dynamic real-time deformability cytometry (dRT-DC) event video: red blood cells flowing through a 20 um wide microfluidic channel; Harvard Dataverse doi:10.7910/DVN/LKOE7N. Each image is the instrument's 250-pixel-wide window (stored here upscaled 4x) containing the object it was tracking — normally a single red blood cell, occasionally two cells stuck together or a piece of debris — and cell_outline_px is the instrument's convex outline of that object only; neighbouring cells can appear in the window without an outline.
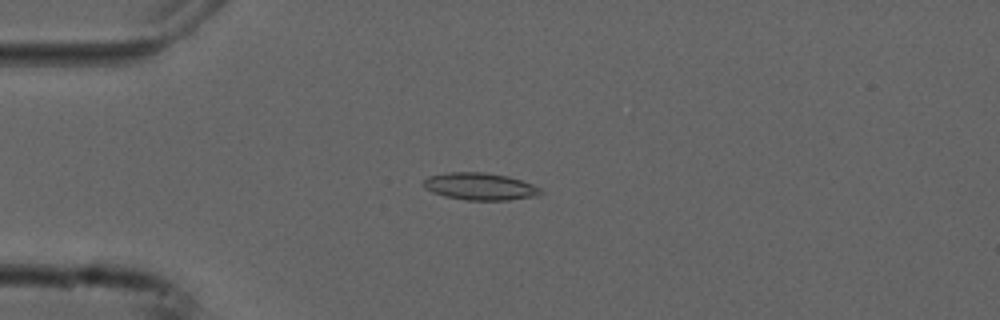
{"species": "common noctule bat (a hibernating species)", "species_latin": "Nyctalus noctula", "temperature_condition": "cold", "stored_images_in_passage": 32, "camera_frame_rate_fps": 3000, "um_per_image_px": 0.085, "animal": {"sex": "male", "forearm_length_mm": 52.5}, "frame": {"image": 1, "passage_image": 5, "time_ms": 1.333, "image_size_px": [1000, 320], "cell_outline_px": [[524, 184], [520, 196], [456, 196], [440, 192], [444, 176], [496, 176], [516, 180]], "centroid_in_image_um": [40.89, 15.83], "position_along_channel_um": 44.1, "area_um2": 10.87}}
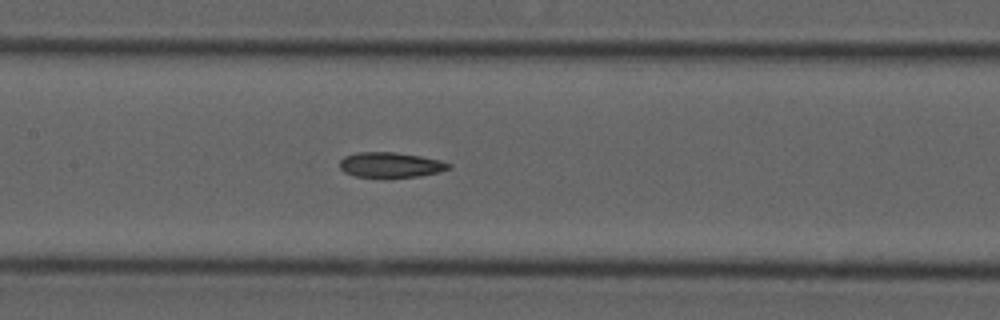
{"frame": {"image": 2, "passage_image": 17, "time_ms": 5.333, "image_size_px": [1000, 320], "cell_outline_px": [[444, 168], [432, 172], [404, 176], [364, 176], [352, 172], [344, 168], [340, 164], [348, 156], [412, 156], [432, 160], [444, 164]], "centroid_in_image_um": [33.16, 14.08], "position_along_channel_um": 174.2, "area_um2": 12.25}}
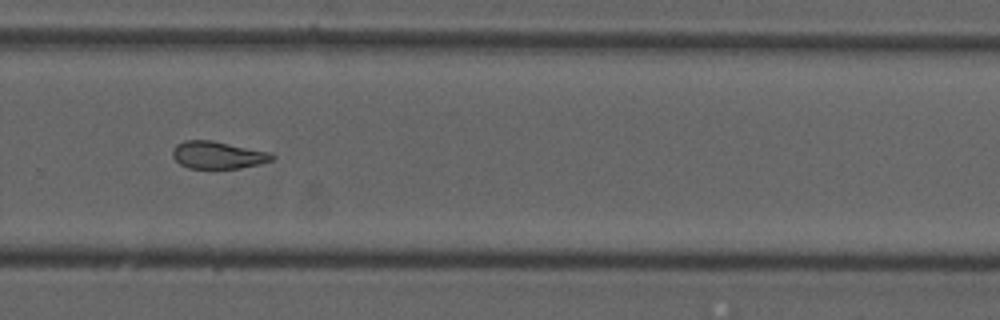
{"frame": {"image": 3, "passage_image": 28, "time_ms": 9.0, "image_size_px": [1000, 320], "cell_outline_px": [[272, 156], [268, 160], [252, 164], [232, 168], [196, 168], [184, 164], [176, 156], [176, 148], [180, 144], [196, 140], [220, 144], [256, 152]], "centroid_in_image_um": [18.4, 13.22], "position_along_channel_um": 311.4, "area_um2": 13.06}}